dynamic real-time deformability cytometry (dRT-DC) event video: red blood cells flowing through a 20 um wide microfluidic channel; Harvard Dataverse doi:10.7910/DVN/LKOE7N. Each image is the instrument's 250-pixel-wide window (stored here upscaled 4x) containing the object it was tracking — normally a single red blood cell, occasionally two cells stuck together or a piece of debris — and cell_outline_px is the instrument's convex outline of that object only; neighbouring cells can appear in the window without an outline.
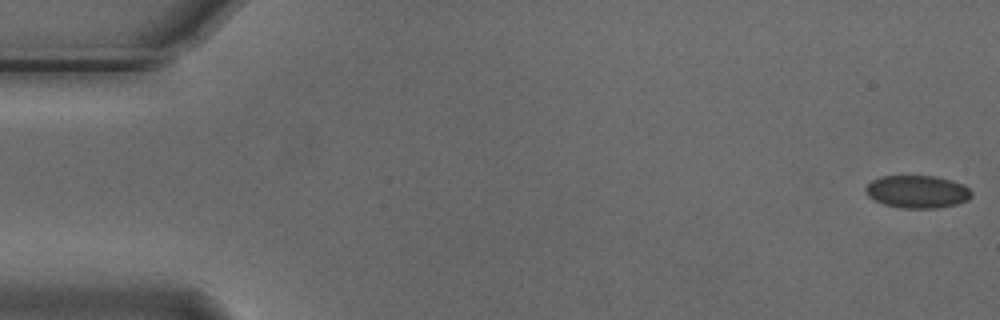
{"species": "Egyptian fruit bat (a non-hibernating species)", "species_latin": "Rousettus aegyptiacus", "temperature_condition": "cold", "stored_images_in_passage": 19, "camera_frame_rate_fps": 3000, "um_per_image_px": 0.085, "animal": {"sex": "male"}, "frame": {"image": 1, "passage_image": 1, "time_ms": 0.0, "image_size_px": [1000, 320], "cell_outline_px": [[972, 196], [968, 200], [956, 204], [936, 208], [900, 208], [884, 204], [868, 196], [864, 188], [872, 180], [880, 176], [936, 176], [952, 180], [964, 184], [972, 192]], "centroid_in_image_um": [77.98, 16.29], "position_along_channel_um": 7.0, "area_um2": 20.23}}
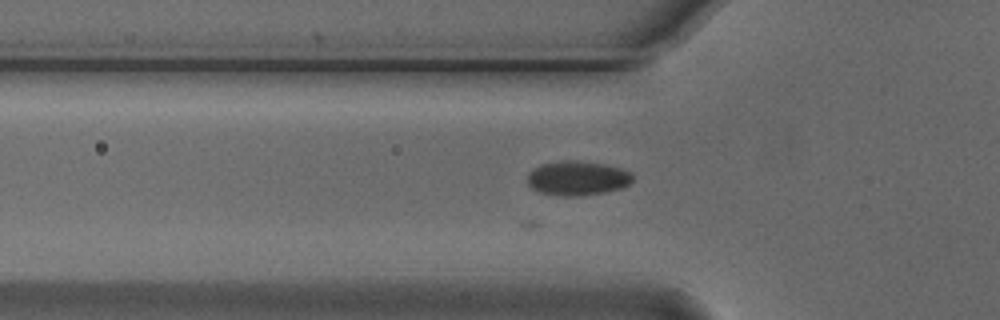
{"frame": {"image": 2, "passage_image": 18, "time_ms": 5.667, "image_size_px": [1000, 320], "cell_outline_px": [[632, 180], [628, 184], [620, 188], [604, 192], [580, 196], [564, 196], [540, 192], [532, 188], [528, 184], [528, 172], [532, 168], [540, 164], [560, 160], [576, 160], [604, 164], [620, 168], [632, 172]], "centroid_in_image_um": [49.05, 15.13], "position_along_channel_um": 76.8, "area_um2": 21.15}}